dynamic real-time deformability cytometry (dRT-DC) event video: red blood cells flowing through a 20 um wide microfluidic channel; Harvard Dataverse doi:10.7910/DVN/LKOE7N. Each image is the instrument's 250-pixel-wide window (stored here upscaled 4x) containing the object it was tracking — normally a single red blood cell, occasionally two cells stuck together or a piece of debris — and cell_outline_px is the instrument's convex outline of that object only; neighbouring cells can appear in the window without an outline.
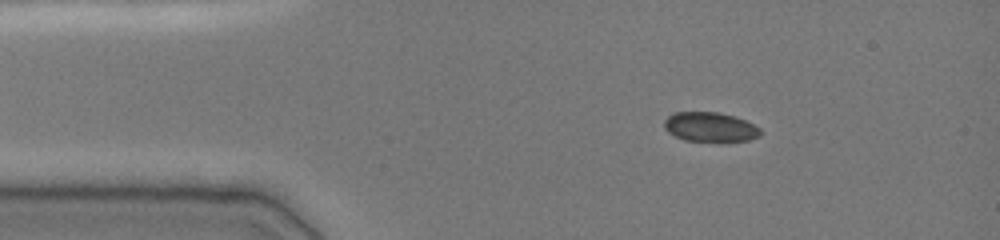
{"species": "common noctule bat (a hibernating species)", "species_latin": "Nyctalus noctula", "temperature_condition": "cold", "stored_images_in_passage": 14, "camera_frame_rate_fps": 3000, "um_per_image_px": 0.085, "animal": {"sex": "female", "body_mass_g": 19.0, "forearm_length_mm": 51.5}, "frame": {"image": 1, "passage_image": 8, "time_ms": 2.0, "image_size_px": [1000, 240], "cell_outline_px": [[760, 136], [748, 140], [720, 144], [684, 140], [668, 132], [664, 128], [664, 120], [672, 112], [720, 112], [744, 120], [760, 128]], "centroid_in_image_um": [60.35, 10.84], "position_along_channel_um": 24.7, "area_um2": 17.11}}